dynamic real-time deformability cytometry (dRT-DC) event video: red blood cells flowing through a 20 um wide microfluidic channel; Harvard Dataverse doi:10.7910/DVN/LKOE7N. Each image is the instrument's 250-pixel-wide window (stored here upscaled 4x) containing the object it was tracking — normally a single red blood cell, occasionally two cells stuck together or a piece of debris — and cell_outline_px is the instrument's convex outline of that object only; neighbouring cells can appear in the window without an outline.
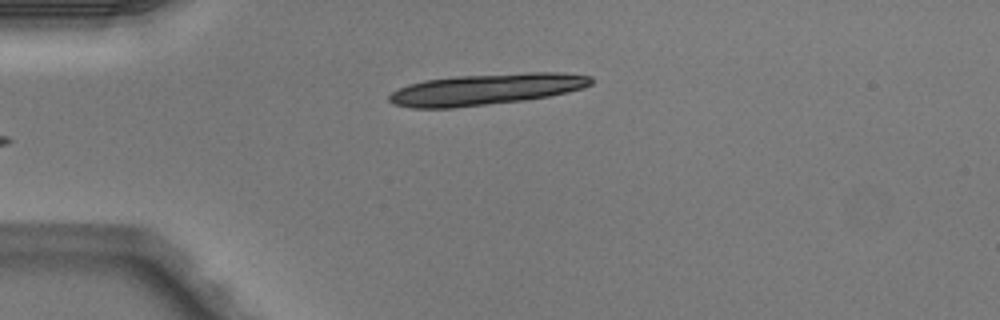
{"species": "Egyptian fruit bat (a non-hibernating species)", "species_latin": "Rousettus aegyptiacus", "temperature_condition": "warm", "stored_images_in_passage": 4, "camera_frame_rate_fps": 3000, "um_per_image_px": 0.085, "animal": {"sex": "male"}, "frame": {"image": 1, "passage_image": 4, "time_ms": 1.0, "image_size_px": [1000, 320], "cell_outline_px": [[592, 84], [584, 88], [568, 92], [548, 96], [524, 100], [452, 108], [412, 108], [392, 104], [388, 100], [388, 96], [392, 92], [408, 84], [424, 80], [456, 76], [528, 72], [564, 72], [592, 76]], "centroid_in_image_um": [41.33, 7.58], "position_along_channel_um": 43.7, "area_um2": 36.93}}